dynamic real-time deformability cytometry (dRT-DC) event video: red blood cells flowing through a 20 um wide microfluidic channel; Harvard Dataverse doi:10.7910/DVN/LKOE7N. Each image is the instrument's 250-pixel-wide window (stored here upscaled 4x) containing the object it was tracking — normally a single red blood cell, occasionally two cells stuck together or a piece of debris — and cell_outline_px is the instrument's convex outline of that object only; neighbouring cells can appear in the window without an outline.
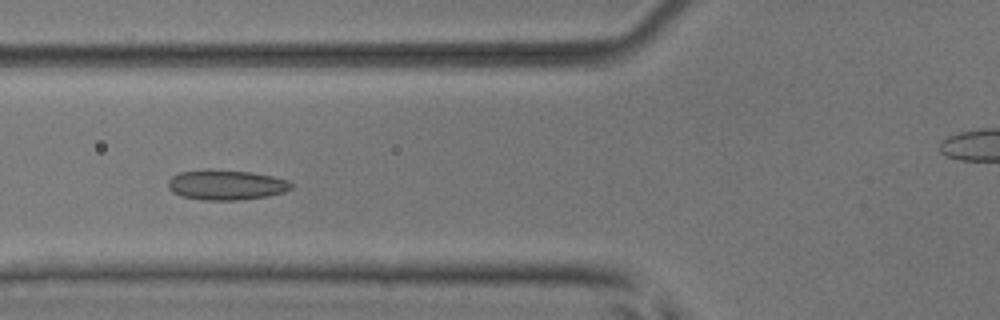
{"species": "common noctule bat (a hibernating species)", "species_latin": "Nyctalus noctula", "temperature_condition": "room temperature", "stored_images_in_passage": 6, "camera_frame_rate_fps": 3000, "um_per_image_px": 0.085, "animal": {"sex": "male", "body_mass_g": 17.9, "forearm_length_mm": 54.2}, "frame": {"image": 1, "passage_image": 4, "time_ms": 3.333, "image_size_px": [1000, 320], "cell_outline_px": [[292, 188], [284, 192], [268, 196], [240, 200], [200, 200], [180, 196], [172, 192], [168, 188], [168, 180], [172, 176], [180, 172], [208, 168], [252, 172], [272, 176], [288, 180], [292, 184]], "centroid_in_image_um": [19.19, 15.71], "position_along_channel_um": 106.6, "area_um2": 21.96}}
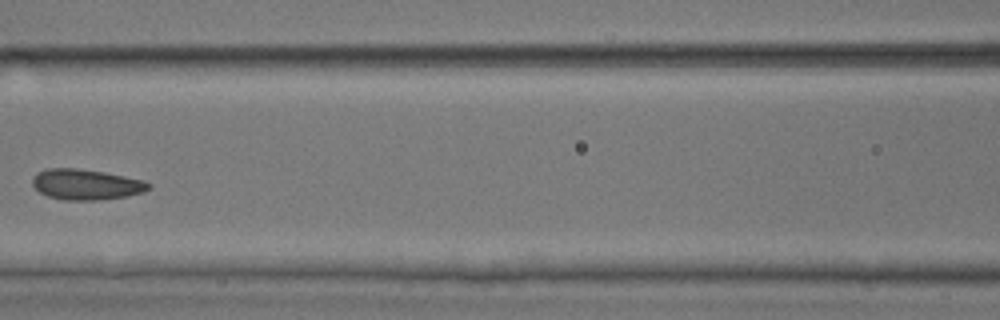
{"frame": {"image": 2, "passage_image": 5, "time_ms": 4.667, "image_size_px": [1000, 320], "cell_outline_px": [[152, 188], [144, 192], [124, 196], [100, 200], [64, 200], [48, 196], [40, 192], [32, 184], [32, 176], [36, 172], [48, 168], [76, 168], [104, 172], [144, 180], [152, 184]], "centroid_in_image_um": [7.32, 15.67], "position_along_channel_um": 159.3, "area_um2": 20.81}}
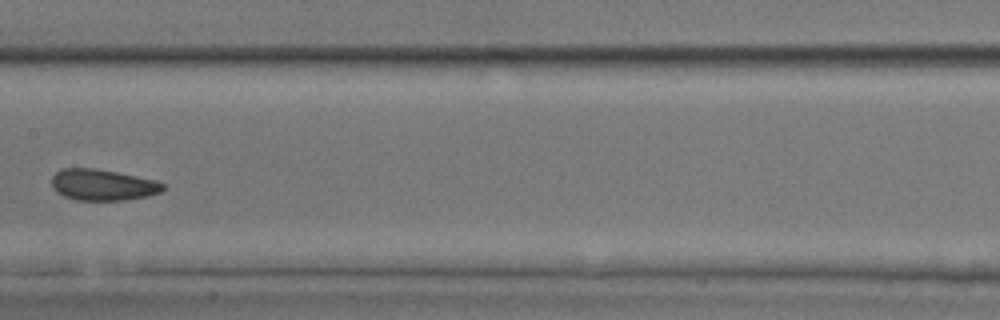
{"frame": {"image": 3, "passage_image": 6, "time_ms": 5.667, "image_size_px": [1000, 320], "cell_outline_px": [[164, 188], [160, 192], [148, 196], [124, 200], [76, 200], [64, 196], [56, 192], [52, 188], [52, 176], [60, 168], [96, 168], [156, 180], [164, 184]], "centroid_in_image_um": [8.7, 15.71], "position_along_channel_um": 198.7, "area_um2": 20.29}}